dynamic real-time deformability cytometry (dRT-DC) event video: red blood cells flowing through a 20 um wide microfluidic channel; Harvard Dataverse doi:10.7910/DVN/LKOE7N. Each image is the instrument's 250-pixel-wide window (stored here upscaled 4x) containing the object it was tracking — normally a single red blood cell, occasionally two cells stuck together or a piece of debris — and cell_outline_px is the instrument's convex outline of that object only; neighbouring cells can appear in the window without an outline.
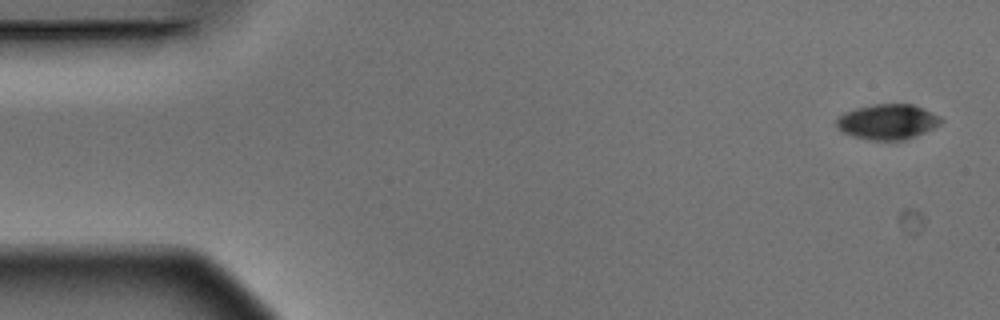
{"species": "Egyptian fruit bat (a non-hibernating species)", "species_latin": "Rousettus aegyptiacus", "temperature_condition": "warm", "stored_images_in_passage": 4, "camera_frame_rate_fps": 3000, "um_per_image_px": 0.085, "animal": {"sex": "male"}, "frame": {"image": 1, "passage_image": 1, "time_ms": 0.0, "image_size_px": [1000, 320], "cell_outline_px": [[944, 120], [940, 124], [924, 132], [904, 140], [872, 140], [852, 136], [836, 128], [836, 120], [844, 112], [856, 108], [872, 104], [912, 104], [924, 108], [940, 116]], "centroid_in_image_um": [75.44, 10.34], "position_along_channel_um": 9.6, "area_um2": 21.44}}
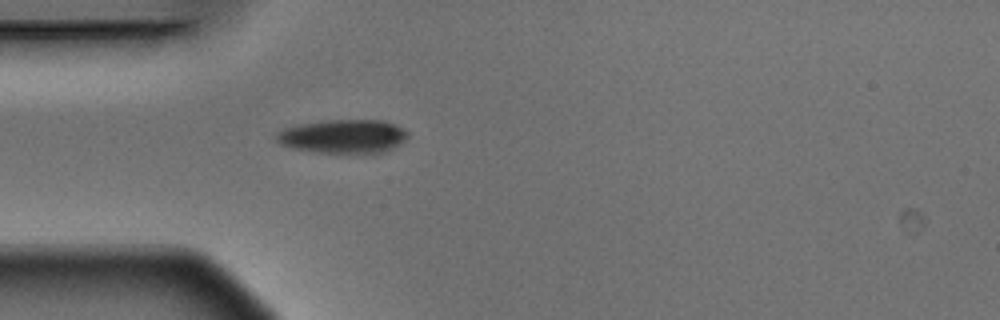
{"frame": {"image": 2, "passage_image": 4, "time_ms": 1.0, "image_size_px": [1000, 320], "cell_outline_px": [[408, 136], [400, 144], [388, 152], [372, 156], [320, 152], [292, 148], [280, 144], [276, 140], [276, 132], [284, 128], [300, 124], [328, 120], [380, 120], [392, 124], [408, 132]], "centroid_in_image_um": [29.2, 11.64], "position_along_channel_um": 55.8, "area_um2": 26.47}}